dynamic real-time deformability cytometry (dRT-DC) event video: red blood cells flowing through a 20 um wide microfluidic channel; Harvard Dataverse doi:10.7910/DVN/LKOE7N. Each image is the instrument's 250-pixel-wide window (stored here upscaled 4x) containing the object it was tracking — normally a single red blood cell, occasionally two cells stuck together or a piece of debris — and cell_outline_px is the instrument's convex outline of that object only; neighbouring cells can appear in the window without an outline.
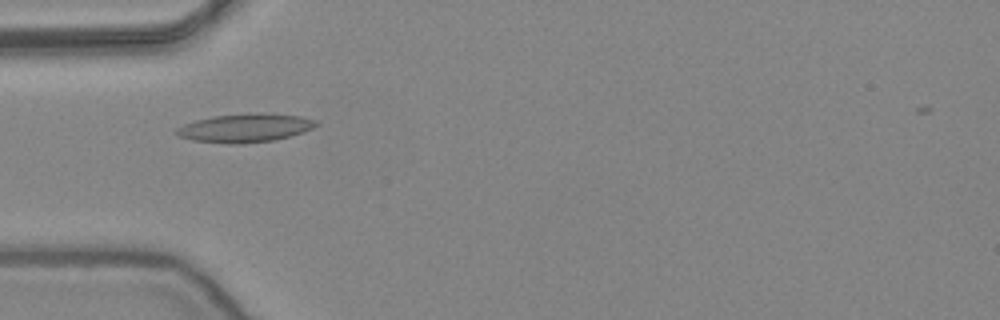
{"species": "common noctule bat (a hibernating species)", "species_latin": "Nyctalus noctula", "temperature_condition": "warm", "stored_images_in_passage": 37, "camera_frame_rate_fps": 3000, "um_per_image_px": 0.085, "animal": {"sex": "female", "body_mass_g": 24.6, "forearm_length_mm": 56.2}, "frame": {"image": 1, "passage_image": 1, "time_ms": 0.0, "image_size_px": [1000, 320], "cell_outline_px": [[320, 124], [304, 132], [292, 136], [276, 140], [244, 144], [228, 144], [192, 140], [176, 136], [172, 132], [176, 128], [184, 124], [196, 120], [212, 116], [256, 112], [300, 116], [316, 120]], "centroid_in_image_um": [20.82, 10.88], "position_along_channel_um": 64.2, "area_um2": 23.7}}
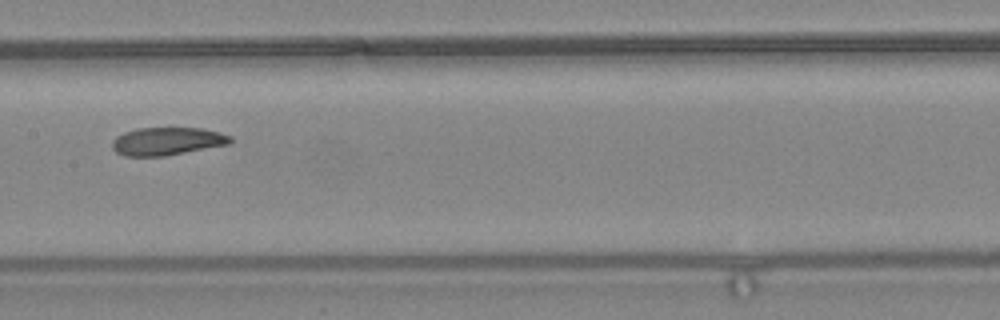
{"frame": {"image": 2, "passage_image": 11, "time_ms": 3.333, "image_size_px": [1000, 320], "cell_outline_px": [[232, 140], [228, 144], [164, 156], [124, 156], [116, 152], [112, 148], [112, 140], [116, 136], [124, 132], [136, 128], [200, 128], [220, 132], [232, 136]], "centroid_in_image_um": [14.17, 12.0], "position_along_channel_um": 193.2, "area_um2": 19.19}}
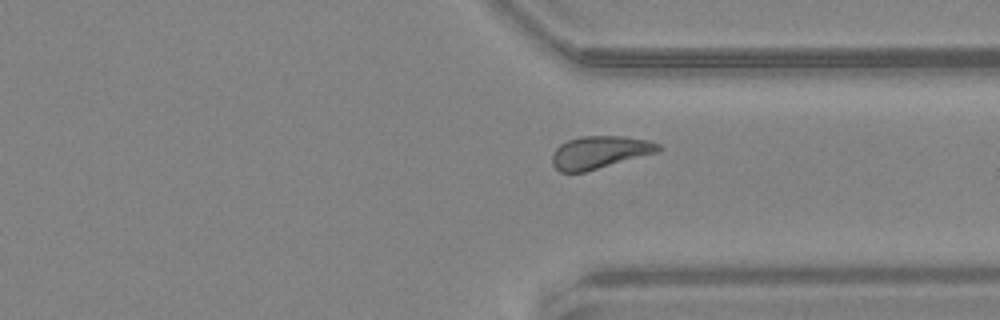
{"frame": {"image": 3, "passage_image": 24, "time_ms": 7.667, "image_size_px": [1000, 320], "cell_outline_px": [[664, 148], [660, 152], [584, 172], [560, 172], [552, 164], [552, 156], [556, 148], [560, 144], [568, 140], [580, 136], [624, 136], [648, 140], [660, 144]], "centroid_in_image_um": [51.02, 12.94], "position_along_channel_um": 360.4, "area_um2": 20.35}, "authors_computed_cell_mechanics": {"area_um2": 20.1144, "velocity_mm_per_s": 3.8696, "shape_relaxation_time_tau1_ms": 5.6579, "shape_relaxation_time_tau2_ms": 4.5665, "deformation_change_tau1": 0.168, "deformation_change_tau2": 0.1155}}